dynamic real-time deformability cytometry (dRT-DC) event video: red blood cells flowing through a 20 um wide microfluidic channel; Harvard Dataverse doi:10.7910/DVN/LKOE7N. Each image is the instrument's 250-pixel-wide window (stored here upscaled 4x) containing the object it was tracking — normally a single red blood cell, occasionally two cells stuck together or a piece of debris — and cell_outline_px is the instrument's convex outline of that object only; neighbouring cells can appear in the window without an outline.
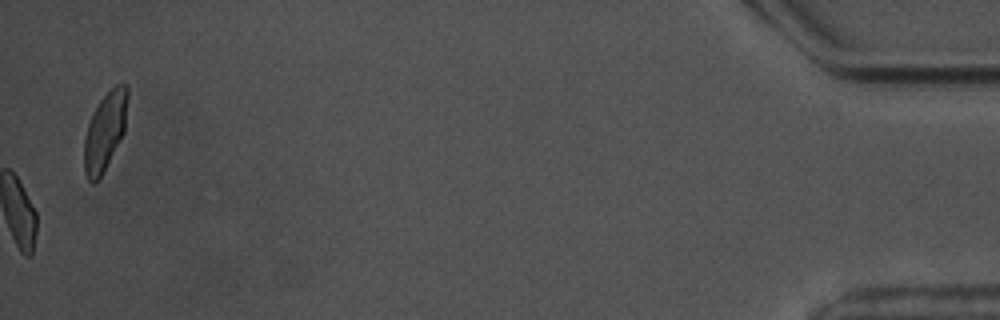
{"species": "common noctule bat (a hibernating species)", "species_latin": "Nyctalus noctula", "temperature_condition": "warm", "stored_images_in_passage": 51, "camera_frame_rate_fps": 3000, "um_per_image_px": 0.085, "animal": {"sex": "male", "body_mass_g": 17.5, "forearm_length_mm": 52.3}, "frame": {"image": 1, "passage_image": 51, "time_ms": 16.667, "image_size_px": [1000, 320], "cell_outline_px": [[128, 96], [124, 132], [100, 176], [92, 184], [88, 180], [84, 172], [84, 140], [88, 124], [100, 100], [116, 84], [128, 84]], "centroid_in_image_um": [8.92, 11.13], "position_along_channel_um": 426.3, "area_um2": 19.31}, "authors_computed_cell_mechanics": {"area_um2": 16.2996, "velocity_mm_per_s": 3.5077, "shape_relaxation_time_tau1_ms": 3.1941, "shape_relaxation_time_tau2_ms": 2.5516, "deformation_change_tau1": 0.0968, "deformation_change_tau2": 0.0812}}